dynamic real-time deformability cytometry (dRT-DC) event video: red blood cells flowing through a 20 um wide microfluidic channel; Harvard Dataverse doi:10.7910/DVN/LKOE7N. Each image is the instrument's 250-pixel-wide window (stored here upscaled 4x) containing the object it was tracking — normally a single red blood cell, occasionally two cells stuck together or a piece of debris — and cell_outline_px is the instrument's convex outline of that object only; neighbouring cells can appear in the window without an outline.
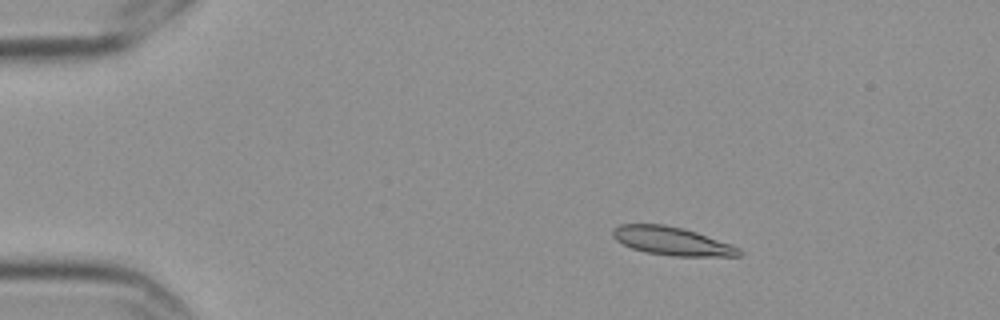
{"species": "Egyptian fruit bat (a non-hibernating species)", "species_latin": "Rousettus aegyptiacus", "temperature_condition": "cold", "stored_images_in_passage": 14, "camera_frame_rate_fps": 3000, "um_per_image_px": 0.085, "frame": {"image": 1, "passage_image": 2, "time_ms": 0.333, "image_size_px": [1000, 320], "cell_outline_px": [[744, 252], [740, 256], [672, 256], [644, 252], [632, 248], [616, 240], [612, 236], [612, 228], [620, 224], [664, 224], [684, 228], [732, 244], [740, 248]], "centroid_in_image_um": [57.13, 20.49], "position_along_channel_um": 27.9, "area_um2": 21.04}}
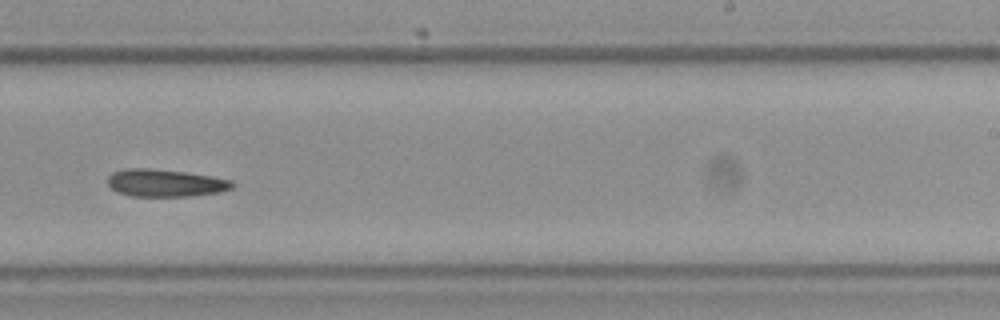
{"frame": {"image": 2, "passage_image": 9, "time_ms": 2.667, "image_size_px": [1000, 320], "cell_outline_px": [[236, 184], [232, 188], [220, 192], [192, 196], [132, 196], [116, 192], [108, 184], [108, 176], [112, 172], [128, 168], [148, 168], [184, 172], [212, 176], [232, 180]], "centroid_in_image_um": [14.06, 15.55], "position_along_channel_um": 274.9, "area_um2": 20.0}}
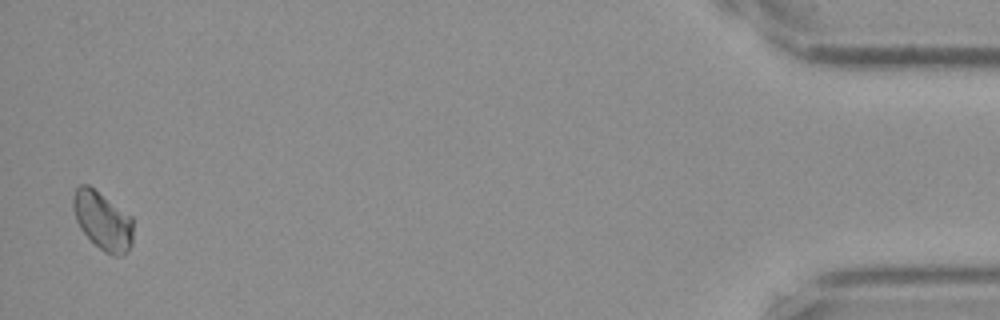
{"frame": {"image": 3, "passage_image": 14, "time_ms": 4.333, "image_size_px": [1000, 320], "cell_outline_px": [[132, 244], [120, 256], [112, 256], [104, 252], [80, 228], [76, 220], [72, 204], [72, 196], [76, 188], [80, 184], [88, 184], [132, 216]], "centroid_in_image_um": [8.71, 18.73], "position_along_channel_um": 426.5, "area_um2": 20.23}}